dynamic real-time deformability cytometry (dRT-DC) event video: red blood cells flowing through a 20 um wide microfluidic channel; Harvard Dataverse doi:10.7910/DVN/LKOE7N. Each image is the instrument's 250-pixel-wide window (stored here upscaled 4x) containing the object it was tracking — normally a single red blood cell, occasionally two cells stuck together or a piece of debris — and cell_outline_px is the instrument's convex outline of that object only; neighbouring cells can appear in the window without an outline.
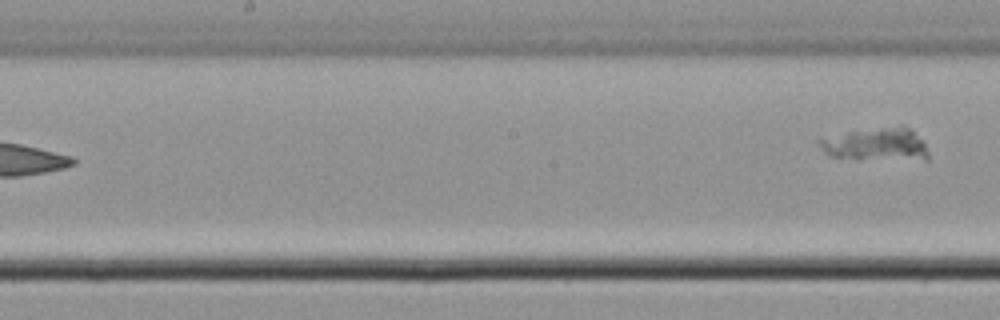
{"species": "common noctule bat (a hibernating species)", "species_latin": "Nyctalus noctula", "temperature_condition": "cold", "stored_images_in_passage": 9, "segment_of_instrument_passage": [2, 2], "camera_frame_rate_fps": 3000, "um_per_image_px": 0.085, "animal": {"sex": "male", "body_mass_g": 21.5, "forearm_length_mm": 52.0}, "frame": {"image": 1, "passage_image": 9, "time_ms": 9.667, "image_size_px": [1000, 320], "cell_outline_px": [[928, 160], [924, 160], [828, 156], [816, 144], [816, 140], [848, 132], [900, 124], [912, 128], [924, 144], [928, 152]], "centroid_in_image_um": [74.51, 12.24], "position_along_channel_um": 173.7, "area_um2": 20.69}}